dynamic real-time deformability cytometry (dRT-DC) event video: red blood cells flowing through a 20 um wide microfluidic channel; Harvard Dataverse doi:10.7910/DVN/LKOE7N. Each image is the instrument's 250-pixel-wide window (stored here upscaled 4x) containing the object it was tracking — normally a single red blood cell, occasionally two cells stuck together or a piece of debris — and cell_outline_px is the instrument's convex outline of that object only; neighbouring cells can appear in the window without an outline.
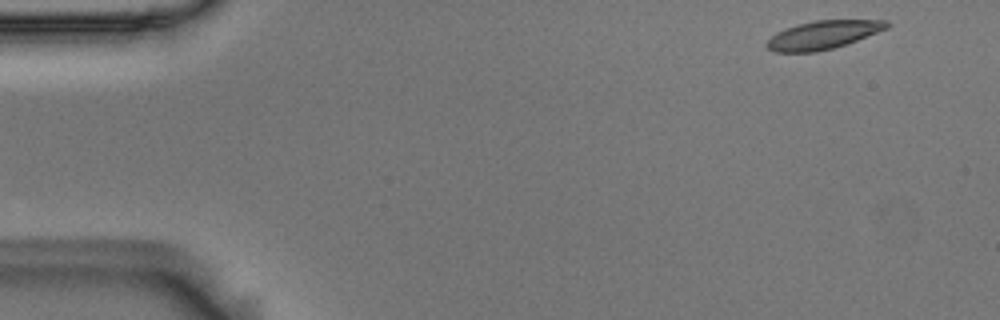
{"species": "Egyptian fruit bat (a non-hibernating species)", "species_latin": "Rousettus aegyptiacus", "temperature_condition": "room temperature", "stored_images_in_passage": 51, "camera_frame_rate_fps": 3000, "um_per_image_px": 0.085, "animal": {"sex": "male"}, "frame": {"image": 1, "passage_image": 1, "time_ms": 0.0, "image_size_px": [1000, 320], "cell_outline_px": [[892, 24], [888, 28], [856, 40], [832, 48], [816, 52], [776, 52], [768, 48], [764, 44], [776, 32], [800, 24], [816, 20], [888, 20]], "centroid_in_image_um": [69.98, 2.96], "position_along_channel_um": 15.0, "area_um2": 19.54}}
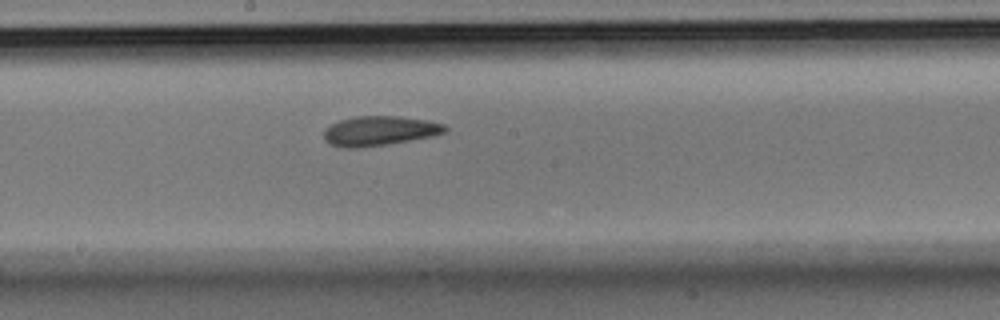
{"frame": {"image": 2, "passage_image": 26, "time_ms": 8.333, "image_size_px": [1000, 320], "cell_outline_px": [[448, 128], [444, 132], [432, 136], [388, 144], [356, 148], [344, 148], [332, 144], [324, 140], [324, 132], [332, 124], [340, 120], [356, 116], [400, 116], [428, 120], [444, 124]], "centroid_in_image_um": [32.28, 11.12], "position_along_channel_um": 215.9, "area_um2": 20.75}}
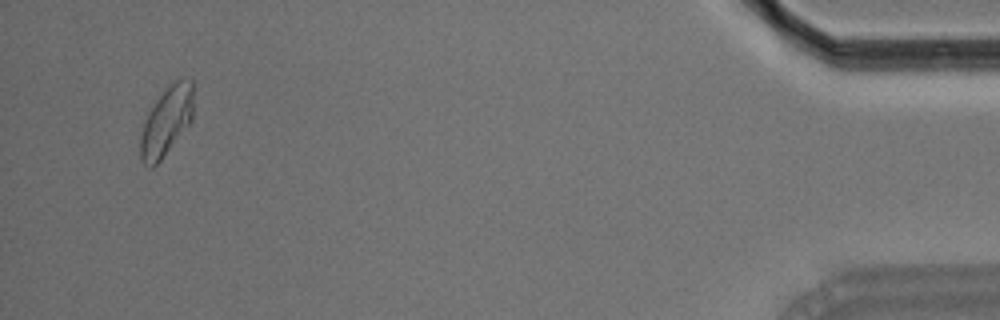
{"frame": {"image": 3, "passage_image": 49, "time_ms": 16.0, "image_size_px": [1000, 320], "cell_outline_px": [[192, 120], [160, 160], [152, 168], [148, 168], [140, 160], [140, 136], [144, 120], [156, 100], [176, 80], [192, 80]], "centroid_in_image_um": [14.11, 10.37], "position_along_channel_um": 421.1, "area_um2": 20.69}, "authors_computed_cell_mechanics": {"area_um2": 20.6346, "velocity_mm_per_s": 3.6878, "shape_relaxation_time_tau1_ms": null, "shape_relaxation_time_tau2_ms": 5.0499, "deformation_change_tau1": null, "deformation_change_tau2": 0.1096}}